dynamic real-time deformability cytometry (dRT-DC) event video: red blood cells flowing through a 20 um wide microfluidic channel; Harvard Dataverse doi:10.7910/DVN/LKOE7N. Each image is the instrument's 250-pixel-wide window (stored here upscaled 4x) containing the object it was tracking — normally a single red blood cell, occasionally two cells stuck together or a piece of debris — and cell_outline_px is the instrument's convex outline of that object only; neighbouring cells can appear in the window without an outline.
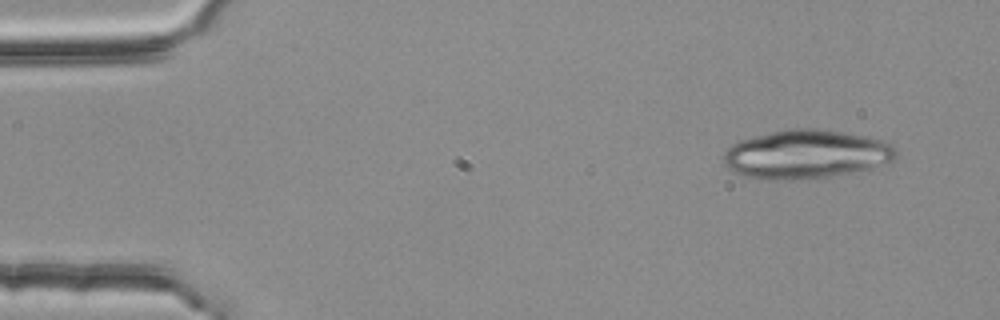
{"species": "common noctule bat (a hibernating species)", "species_latin": "Nyctalus noctula", "temperature_condition": "room temperature", "stored_images_in_passage": 3, "camera_frame_rate_fps": 3000, "um_per_image_px": 0.085, "animal": {"sex": "female", "body_mass_g": 25.1}, "frame": {"image": 1, "passage_image": 1, "time_ms": 0.0, "image_size_px": [1000, 320], "cell_outline_px": [[896, 156], [892, 160], [884, 164], [872, 168], [828, 176], [776, 180], [756, 180], [732, 172], [724, 164], [724, 152], [732, 144], [740, 140], [752, 136], [788, 128], [816, 128], [844, 132], [884, 140], [892, 144], [896, 148]], "centroid_in_image_um": [68.48, 13.1], "position_along_channel_um": 16.5, "area_um2": 49.13}}